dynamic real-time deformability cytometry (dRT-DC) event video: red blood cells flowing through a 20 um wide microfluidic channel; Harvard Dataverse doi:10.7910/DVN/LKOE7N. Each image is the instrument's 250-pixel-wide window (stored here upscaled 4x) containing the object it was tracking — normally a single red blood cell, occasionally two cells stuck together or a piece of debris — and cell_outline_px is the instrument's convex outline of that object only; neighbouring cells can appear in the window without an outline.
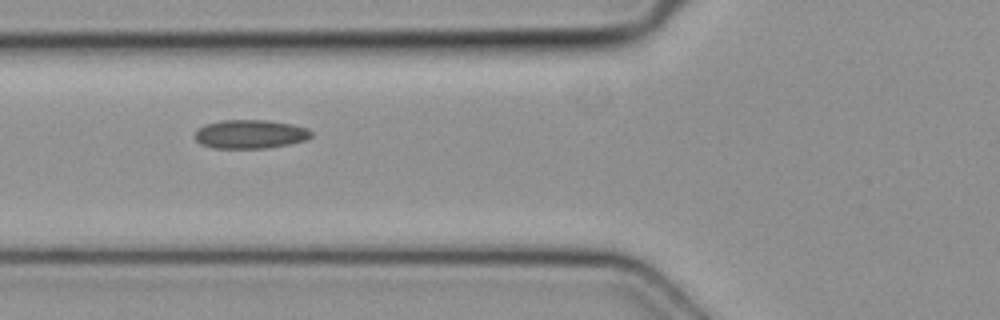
{"species": "common noctule bat (a hibernating species)", "species_latin": "Nyctalus noctula", "temperature_condition": "cold", "stored_images_in_passage": 7, "camera_frame_rate_fps": 3000, "um_per_image_px": 0.085, "animal": {"sex": "female", "body_mass_g": 19.3, "forearm_length_mm": 54.1}, "frame": {"image": 1, "passage_image": 6, "time_ms": 1.667, "image_size_px": [1000, 320], "cell_outline_px": [[312, 136], [304, 140], [288, 144], [268, 148], [212, 148], [200, 144], [192, 136], [204, 124], [220, 120], [264, 120], [292, 124], [308, 128], [312, 132]], "centroid_in_image_um": [21.23, 11.4], "position_along_channel_um": 104.6, "area_um2": 19.59}}
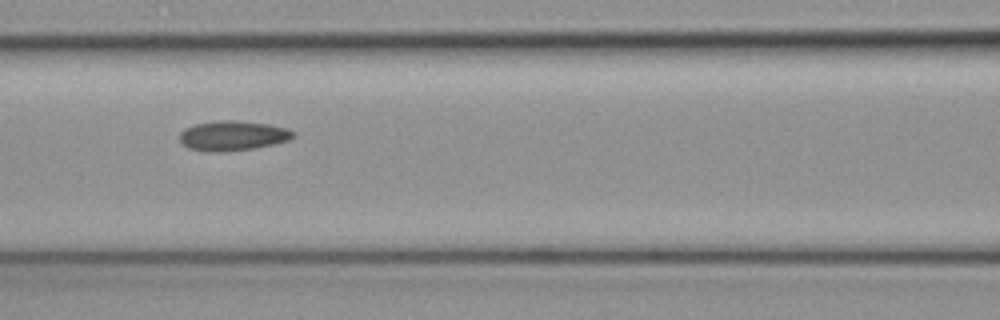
{"frame": {"image": 2, "passage_image": 7, "time_ms": 2.0, "image_size_px": [1000, 320], "cell_outline_px": [[296, 136], [288, 140], [272, 144], [252, 148], [188, 148], [180, 144], [180, 132], [184, 128], [196, 124], [216, 120], [236, 120], [268, 124], [288, 128], [296, 132]], "centroid_in_image_um": [19.84, 11.46], "position_along_channel_um": 146.8, "area_um2": 18.79}}